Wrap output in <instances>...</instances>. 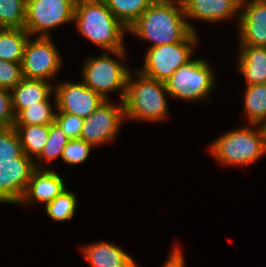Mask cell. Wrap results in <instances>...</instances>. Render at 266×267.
<instances>
[{"label": "cell", "instance_id": "cell-1", "mask_svg": "<svg viewBox=\"0 0 266 267\" xmlns=\"http://www.w3.org/2000/svg\"><path fill=\"white\" fill-rule=\"evenodd\" d=\"M185 18L180 0H156L127 31L153 42L150 47L182 42L196 32Z\"/></svg>", "mask_w": 266, "mask_h": 267}, {"label": "cell", "instance_id": "cell-2", "mask_svg": "<svg viewBox=\"0 0 266 267\" xmlns=\"http://www.w3.org/2000/svg\"><path fill=\"white\" fill-rule=\"evenodd\" d=\"M73 21L90 42L124 59L123 34L127 28L112 14L104 0H78Z\"/></svg>", "mask_w": 266, "mask_h": 267}, {"label": "cell", "instance_id": "cell-3", "mask_svg": "<svg viewBox=\"0 0 266 267\" xmlns=\"http://www.w3.org/2000/svg\"><path fill=\"white\" fill-rule=\"evenodd\" d=\"M130 72L123 100L125 117L146 121H158L167 117L166 84L139 73L133 79Z\"/></svg>", "mask_w": 266, "mask_h": 267}, {"label": "cell", "instance_id": "cell-4", "mask_svg": "<svg viewBox=\"0 0 266 267\" xmlns=\"http://www.w3.org/2000/svg\"><path fill=\"white\" fill-rule=\"evenodd\" d=\"M259 130L240 128L221 136L210 145L214 157L225 165H248L266 153V133ZM255 131V132H254Z\"/></svg>", "mask_w": 266, "mask_h": 267}, {"label": "cell", "instance_id": "cell-5", "mask_svg": "<svg viewBox=\"0 0 266 267\" xmlns=\"http://www.w3.org/2000/svg\"><path fill=\"white\" fill-rule=\"evenodd\" d=\"M196 41V33L192 32L182 42L149 47L143 69L136 72L165 83L178 68L192 61L193 44Z\"/></svg>", "mask_w": 266, "mask_h": 267}, {"label": "cell", "instance_id": "cell-6", "mask_svg": "<svg viewBox=\"0 0 266 267\" xmlns=\"http://www.w3.org/2000/svg\"><path fill=\"white\" fill-rule=\"evenodd\" d=\"M214 75L207 61L194 59L178 68L165 82L167 94L182 100H200L213 88Z\"/></svg>", "mask_w": 266, "mask_h": 267}, {"label": "cell", "instance_id": "cell-7", "mask_svg": "<svg viewBox=\"0 0 266 267\" xmlns=\"http://www.w3.org/2000/svg\"><path fill=\"white\" fill-rule=\"evenodd\" d=\"M108 55L105 52L101 57L87 60L83 66V82L105 100H108V92L118 89L123 102L130 70Z\"/></svg>", "mask_w": 266, "mask_h": 267}, {"label": "cell", "instance_id": "cell-8", "mask_svg": "<svg viewBox=\"0 0 266 267\" xmlns=\"http://www.w3.org/2000/svg\"><path fill=\"white\" fill-rule=\"evenodd\" d=\"M76 0H26L24 29L48 37L49 29L73 21Z\"/></svg>", "mask_w": 266, "mask_h": 267}, {"label": "cell", "instance_id": "cell-9", "mask_svg": "<svg viewBox=\"0 0 266 267\" xmlns=\"http://www.w3.org/2000/svg\"><path fill=\"white\" fill-rule=\"evenodd\" d=\"M58 52L49 36H38L33 41L28 38L21 62L23 77L45 81L53 78L62 65Z\"/></svg>", "mask_w": 266, "mask_h": 267}, {"label": "cell", "instance_id": "cell-10", "mask_svg": "<svg viewBox=\"0 0 266 267\" xmlns=\"http://www.w3.org/2000/svg\"><path fill=\"white\" fill-rule=\"evenodd\" d=\"M108 101L103 102L89 117L84 119L80 139L93 146L112 141L125 118L123 102L116 106Z\"/></svg>", "mask_w": 266, "mask_h": 267}, {"label": "cell", "instance_id": "cell-11", "mask_svg": "<svg viewBox=\"0 0 266 267\" xmlns=\"http://www.w3.org/2000/svg\"><path fill=\"white\" fill-rule=\"evenodd\" d=\"M36 168L41 167L26 154L0 161V202L18 204Z\"/></svg>", "mask_w": 266, "mask_h": 267}, {"label": "cell", "instance_id": "cell-12", "mask_svg": "<svg viewBox=\"0 0 266 267\" xmlns=\"http://www.w3.org/2000/svg\"><path fill=\"white\" fill-rule=\"evenodd\" d=\"M55 90L56 108L60 112L89 117L106 100L84 82L58 84Z\"/></svg>", "mask_w": 266, "mask_h": 267}, {"label": "cell", "instance_id": "cell-13", "mask_svg": "<svg viewBox=\"0 0 266 267\" xmlns=\"http://www.w3.org/2000/svg\"><path fill=\"white\" fill-rule=\"evenodd\" d=\"M240 3L243 9L239 15L241 45L266 47V4H245V0Z\"/></svg>", "mask_w": 266, "mask_h": 267}, {"label": "cell", "instance_id": "cell-14", "mask_svg": "<svg viewBox=\"0 0 266 267\" xmlns=\"http://www.w3.org/2000/svg\"><path fill=\"white\" fill-rule=\"evenodd\" d=\"M65 189L64 181L55 171L36 168L18 204H31L33 200L48 204Z\"/></svg>", "mask_w": 266, "mask_h": 267}, {"label": "cell", "instance_id": "cell-15", "mask_svg": "<svg viewBox=\"0 0 266 267\" xmlns=\"http://www.w3.org/2000/svg\"><path fill=\"white\" fill-rule=\"evenodd\" d=\"M185 16L204 21H221L237 15L240 0H181ZM239 9V10H238Z\"/></svg>", "mask_w": 266, "mask_h": 267}, {"label": "cell", "instance_id": "cell-16", "mask_svg": "<svg viewBox=\"0 0 266 267\" xmlns=\"http://www.w3.org/2000/svg\"><path fill=\"white\" fill-rule=\"evenodd\" d=\"M83 253L92 267H138L119 246L107 242L85 246Z\"/></svg>", "mask_w": 266, "mask_h": 267}, {"label": "cell", "instance_id": "cell-17", "mask_svg": "<svg viewBox=\"0 0 266 267\" xmlns=\"http://www.w3.org/2000/svg\"><path fill=\"white\" fill-rule=\"evenodd\" d=\"M45 80L23 79L11 90L12 108L15 116L28 106L45 101L54 91Z\"/></svg>", "mask_w": 266, "mask_h": 267}, {"label": "cell", "instance_id": "cell-18", "mask_svg": "<svg viewBox=\"0 0 266 267\" xmlns=\"http://www.w3.org/2000/svg\"><path fill=\"white\" fill-rule=\"evenodd\" d=\"M239 71L246 85L266 83V47L240 45Z\"/></svg>", "mask_w": 266, "mask_h": 267}, {"label": "cell", "instance_id": "cell-19", "mask_svg": "<svg viewBox=\"0 0 266 267\" xmlns=\"http://www.w3.org/2000/svg\"><path fill=\"white\" fill-rule=\"evenodd\" d=\"M29 36L24 28H2L0 30V59L21 63Z\"/></svg>", "mask_w": 266, "mask_h": 267}, {"label": "cell", "instance_id": "cell-20", "mask_svg": "<svg viewBox=\"0 0 266 267\" xmlns=\"http://www.w3.org/2000/svg\"><path fill=\"white\" fill-rule=\"evenodd\" d=\"M24 153L32 159L41 154L49 134V125H14Z\"/></svg>", "mask_w": 266, "mask_h": 267}, {"label": "cell", "instance_id": "cell-21", "mask_svg": "<svg viewBox=\"0 0 266 267\" xmlns=\"http://www.w3.org/2000/svg\"><path fill=\"white\" fill-rule=\"evenodd\" d=\"M244 98L243 111L247 113L249 123L263 126L266 122V83L247 85Z\"/></svg>", "mask_w": 266, "mask_h": 267}, {"label": "cell", "instance_id": "cell-22", "mask_svg": "<svg viewBox=\"0 0 266 267\" xmlns=\"http://www.w3.org/2000/svg\"><path fill=\"white\" fill-rule=\"evenodd\" d=\"M112 14L128 29L156 0H104Z\"/></svg>", "mask_w": 266, "mask_h": 267}, {"label": "cell", "instance_id": "cell-23", "mask_svg": "<svg viewBox=\"0 0 266 267\" xmlns=\"http://www.w3.org/2000/svg\"><path fill=\"white\" fill-rule=\"evenodd\" d=\"M56 113L52 111L49 97L38 105L28 106L15 116L14 125H50L55 123Z\"/></svg>", "mask_w": 266, "mask_h": 267}, {"label": "cell", "instance_id": "cell-24", "mask_svg": "<svg viewBox=\"0 0 266 267\" xmlns=\"http://www.w3.org/2000/svg\"><path fill=\"white\" fill-rule=\"evenodd\" d=\"M26 0H0V26L2 28H24Z\"/></svg>", "mask_w": 266, "mask_h": 267}, {"label": "cell", "instance_id": "cell-25", "mask_svg": "<svg viewBox=\"0 0 266 267\" xmlns=\"http://www.w3.org/2000/svg\"><path fill=\"white\" fill-rule=\"evenodd\" d=\"M76 203V195L65 189L45 206L50 218L56 221H66L74 216Z\"/></svg>", "mask_w": 266, "mask_h": 267}, {"label": "cell", "instance_id": "cell-26", "mask_svg": "<svg viewBox=\"0 0 266 267\" xmlns=\"http://www.w3.org/2000/svg\"><path fill=\"white\" fill-rule=\"evenodd\" d=\"M68 141L69 138L56 123L50 124L48 140L41 154L37 158L40 160L44 159L49 162L58 156L61 157L64 147L67 145Z\"/></svg>", "mask_w": 266, "mask_h": 267}, {"label": "cell", "instance_id": "cell-27", "mask_svg": "<svg viewBox=\"0 0 266 267\" xmlns=\"http://www.w3.org/2000/svg\"><path fill=\"white\" fill-rule=\"evenodd\" d=\"M14 127H0V161L14 160L24 155Z\"/></svg>", "mask_w": 266, "mask_h": 267}, {"label": "cell", "instance_id": "cell-28", "mask_svg": "<svg viewBox=\"0 0 266 267\" xmlns=\"http://www.w3.org/2000/svg\"><path fill=\"white\" fill-rule=\"evenodd\" d=\"M92 146V144L80 138L69 139L64 147L61 159L67 164H80L88 158Z\"/></svg>", "mask_w": 266, "mask_h": 267}, {"label": "cell", "instance_id": "cell-29", "mask_svg": "<svg viewBox=\"0 0 266 267\" xmlns=\"http://www.w3.org/2000/svg\"><path fill=\"white\" fill-rule=\"evenodd\" d=\"M24 79L21 63L0 59V88L12 90Z\"/></svg>", "mask_w": 266, "mask_h": 267}, {"label": "cell", "instance_id": "cell-30", "mask_svg": "<svg viewBox=\"0 0 266 267\" xmlns=\"http://www.w3.org/2000/svg\"><path fill=\"white\" fill-rule=\"evenodd\" d=\"M55 123L62 129L69 139H79L84 119L77 115L60 112L58 110Z\"/></svg>", "mask_w": 266, "mask_h": 267}, {"label": "cell", "instance_id": "cell-31", "mask_svg": "<svg viewBox=\"0 0 266 267\" xmlns=\"http://www.w3.org/2000/svg\"><path fill=\"white\" fill-rule=\"evenodd\" d=\"M15 114L10 90L0 88V127H13Z\"/></svg>", "mask_w": 266, "mask_h": 267}, {"label": "cell", "instance_id": "cell-32", "mask_svg": "<svg viewBox=\"0 0 266 267\" xmlns=\"http://www.w3.org/2000/svg\"><path fill=\"white\" fill-rule=\"evenodd\" d=\"M184 264L181 250L175 247L163 267H184Z\"/></svg>", "mask_w": 266, "mask_h": 267}, {"label": "cell", "instance_id": "cell-33", "mask_svg": "<svg viewBox=\"0 0 266 267\" xmlns=\"http://www.w3.org/2000/svg\"><path fill=\"white\" fill-rule=\"evenodd\" d=\"M247 3H258V4H266V0H251Z\"/></svg>", "mask_w": 266, "mask_h": 267}, {"label": "cell", "instance_id": "cell-34", "mask_svg": "<svg viewBox=\"0 0 266 267\" xmlns=\"http://www.w3.org/2000/svg\"><path fill=\"white\" fill-rule=\"evenodd\" d=\"M263 128H264V131L266 133V122L264 123Z\"/></svg>", "mask_w": 266, "mask_h": 267}]
</instances>
